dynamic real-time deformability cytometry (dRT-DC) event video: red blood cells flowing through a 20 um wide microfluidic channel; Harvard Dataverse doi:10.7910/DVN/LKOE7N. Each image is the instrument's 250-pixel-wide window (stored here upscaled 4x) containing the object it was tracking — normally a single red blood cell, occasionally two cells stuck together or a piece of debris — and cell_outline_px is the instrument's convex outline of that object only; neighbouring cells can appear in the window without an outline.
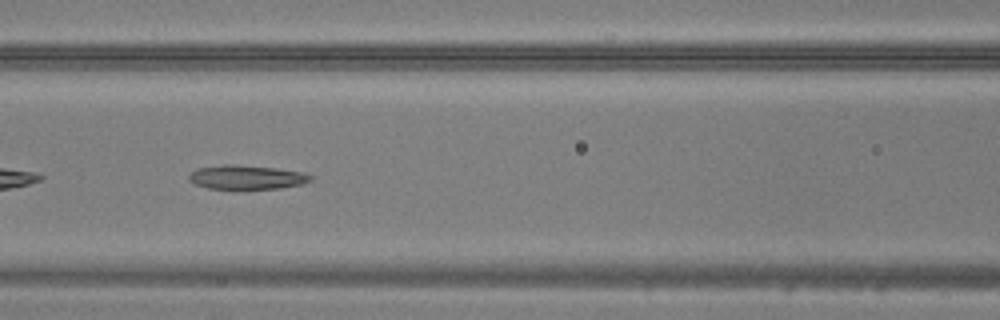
{"species": "common noctule bat (a hibernating species)", "species_latin": "Nyctalus noctula", "temperature_condition": "warm", "stored_images_in_passage": 49, "camera_frame_rate_fps": 3000, "um_per_image_px": 0.085, "animal": {"sex": "male", "body_mass_g": 20.5, "forearm_length_mm": 52.5}, "frame": {"image": 1, "passage_image": 22, "time_ms": 7.0, "image_size_px": [1000, 320], "cell_outline_px": [[312, 180], [304, 184], [280, 188], [208, 188], [196, 184], [188, 180], [188, 176], [196, 168], [224, 164], [236, 164], [276, 168], [304, 172], [312, 176]], "centroid_in_image_um": [20.98, 15.05], "position_along_channel_um": 145.6, "area_um2": 17.05}}
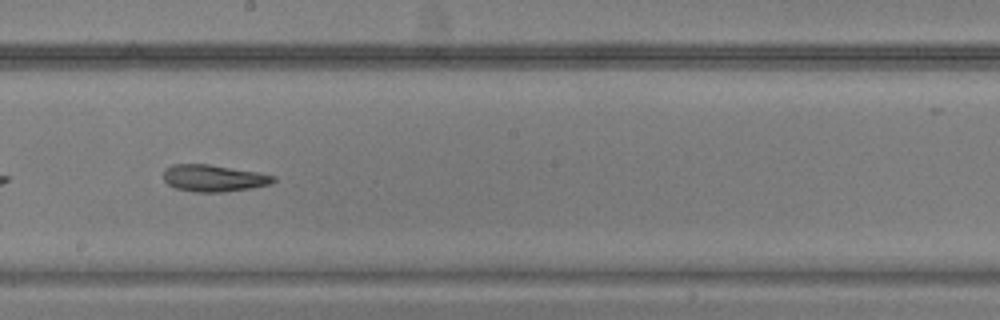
{"frame": {"image": 2, "passage_image": 28, "time_ms": 9.0, "image_size_px": [1000, 320], "cell_outline_px": [[276, 180], [272, 184], [252, 188], [220, 192], [192, 192], [176, 188], [168, 184], [164, 180], [164, 168], [172, 164], [208, 164], [260, 172], [276, 176]], "centroid_in_image_um": [18.18, 15.14], "position_along_channel_um": 230.0, "area_um2": 17.4}}